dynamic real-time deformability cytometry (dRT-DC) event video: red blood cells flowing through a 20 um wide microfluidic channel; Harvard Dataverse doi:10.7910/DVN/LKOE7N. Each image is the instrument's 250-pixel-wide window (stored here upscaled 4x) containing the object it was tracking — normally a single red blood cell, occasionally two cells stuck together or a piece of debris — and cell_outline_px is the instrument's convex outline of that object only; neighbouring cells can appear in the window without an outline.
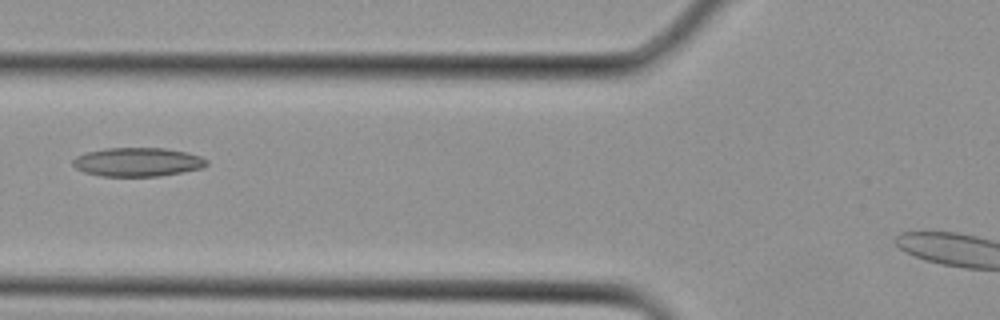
{"species": "Egyptian fruit bat (a non-hibernating species)", "species_latin": "Rousettus aegyptiacus", "temperature_condition": "cold", "stored_images_in_passage": 3, "segment_of_instrument_passage": [1, 2], "camera_frame_rate_fps": 3000, "um_per_image_px": 0.085, "animal": {"sex": "female"}, "frame": {"image": 1, "passage_image": 2, "time_ms": 0.333, "image_size_px": [1000, 320], "cell_outline_px": [[208, 164], [204, 168], [160, 176], [100, 176], [84, 172], [76, 168], [72, 164], [72, 160], [76, 156], [88, 152], [104, 148], [164, 148], [184, 152], [200, 156], [208, 160]], "centroid_in_image_um": [11.69, 13.77], "position_along_channel_um": 114.1, "area_um2": 22.48}}